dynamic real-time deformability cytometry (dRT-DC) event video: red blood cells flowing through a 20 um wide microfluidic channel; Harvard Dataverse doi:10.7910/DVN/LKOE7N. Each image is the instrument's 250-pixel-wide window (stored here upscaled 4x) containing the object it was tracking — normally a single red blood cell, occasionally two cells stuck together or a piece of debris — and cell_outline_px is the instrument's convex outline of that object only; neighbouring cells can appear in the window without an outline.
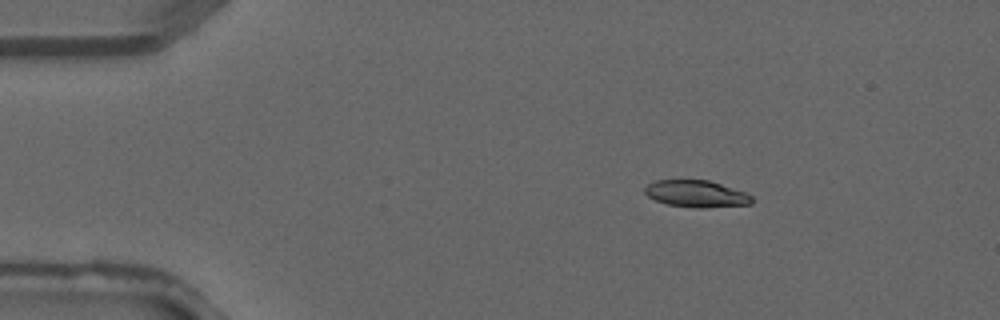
{"species": "common noctule bat (a hibernating species)", "species_latin": "Nyctalus noctula", "temperature_condition": "warm", "stored_images_in_passage": 3, "camera_frame_rate_fps": 3000, "um_per_image_px": 0.085, "animal": {"sex": "male", "forearm_length_mm": 52.5}, "frame": {"image": 1, "passage_image": 2, "time_ms": 0.333, "image_size_px": [1000, 320], "cell_outline_px": [[752, 204], [708, 208], [692, 208], [668, 204], [656, 200], [648, 196], [644, 192], [644, 188], [648, 184], [656, 180], [708, 180], [744, 192], [752, 196]], "centroid_in_image_um": [59.18, 16.48], "position_along_channel_um": 25.8, "area_um2": 16.7}}